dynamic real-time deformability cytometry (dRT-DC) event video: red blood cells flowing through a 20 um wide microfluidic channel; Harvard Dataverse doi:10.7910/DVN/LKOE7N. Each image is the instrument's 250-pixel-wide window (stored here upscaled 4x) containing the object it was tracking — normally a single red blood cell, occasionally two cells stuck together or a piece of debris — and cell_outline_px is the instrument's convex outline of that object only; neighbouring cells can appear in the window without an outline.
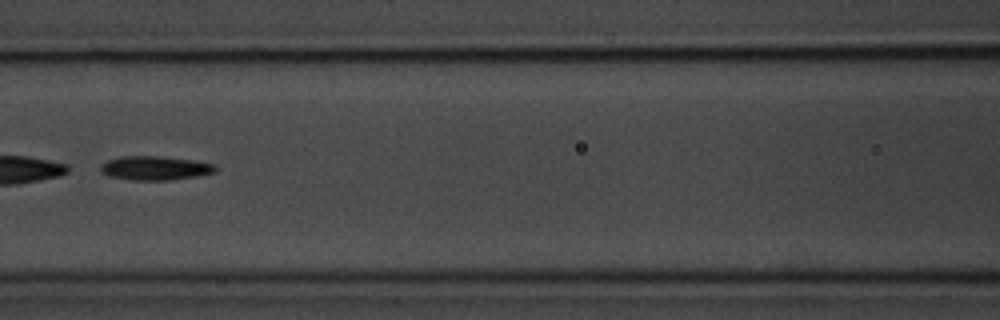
{"species": "common noctule bat (a hibernating species)", "species_latin": "Nyctalus noctula", "temperature_condition": "room temperature", "stored_images_in_passage": 7, "segment_of_instrument_passage": [2, 2], "camera_frame_rate_fps": 3000, "um_per_image_px": 0.085, "animal": {"sex": "male", "body_mass_g": 20.1, "forearm_length_mm": 53.5}, "frame": {"image": 1, "passage_image": 7, "time_ms": 2.0, "image_size_px": [1000, 320], "cell_outline_px": [[216, 172], [196, 176], [168, 180], [136, 180], [108, 176], [100, 172], [100, 164], [108, 160], [120, 156], [156, 156], [196, 160], [216, 164]], "centroid_in_image_um": [13.17, 14.28], "position_along_channel_um": 153.4, "area_um2": 16.13}}